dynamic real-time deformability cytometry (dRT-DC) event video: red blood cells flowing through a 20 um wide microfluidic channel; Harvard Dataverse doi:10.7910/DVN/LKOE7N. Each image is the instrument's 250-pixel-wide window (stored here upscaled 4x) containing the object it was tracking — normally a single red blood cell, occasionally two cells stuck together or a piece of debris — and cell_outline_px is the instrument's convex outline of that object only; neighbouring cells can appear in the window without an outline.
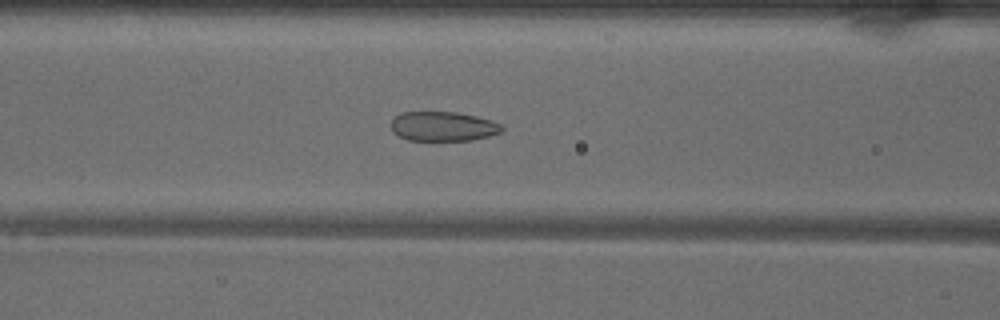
{"species": "common noctule bat (a hibernating species)", "species_latin": "Nyctalus noctula", "temperature_condition": "warm", "stored_images_in_passage": 49, "camera_frame_rate_fps": 3000, "um_per_image_px": 0.085, "animal": {"sex": "male", "body_mass_g": 18.8}, "frame": {"image": 1, "passage_image": 19, "time_ms": 6.0, "image_size_px": [1000, 320], "cell_outline_px": [[504, 128], [500, 132], [488, 136], [472, 140], [408, 140], [392, 132], [388, 124], [400, 112], [456, 112], [476, 116], [492, 120], [500, 124]], "centroid_in_image_um": [37.62, 10.73], "position_along_channel_um": 129.0, "area_um2": 19.13}}
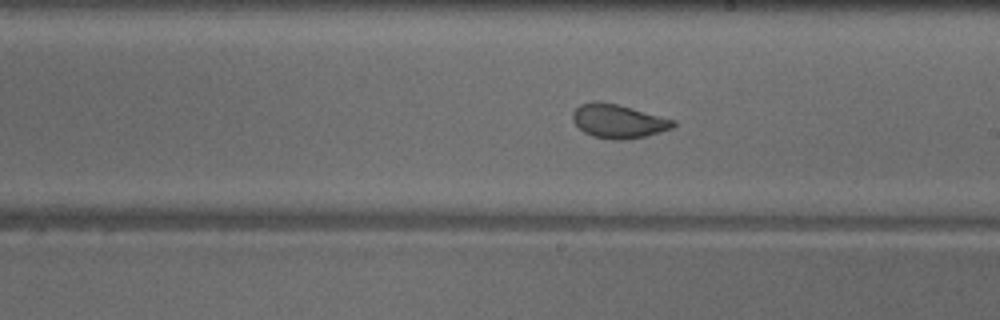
{"frame": {"image": 2, "passage_image": 27, "time_ms": 8.667, "image_size_px": [1000, 320], "cell_outline_px": [[676, 124], [672, 128], [660, 132], [644, 136], [624, 140], [612, 140], [592, 136], [584, 132], [572, 120], [572, 112], [580, 104], [592, 100], [596, 100], [616, 104], [632, 108], [676, 120]], "centroid_in_image_um": [52.53, 10.29], "position_along_channel_um": 236.5, "area_um2": 19.88}}
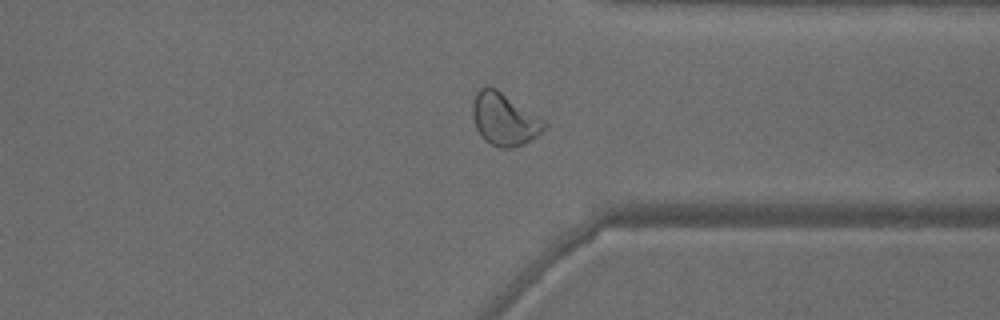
{"frame": {"image": 3, "passage_image": 37, "time_ms": 12.0, "image_size_px": [1000, 320], "cell_outline_px": [[548, 124], [536, 136], [524, 144], [512, 148], [500, 148], [484, 140], [480, 136], [476, 128], [472, 116], [472, 104], [476, 92], [480, 88], [488, 84], [496, 88], [544, 120]], "centroid_in_image_um": [42.82, 10.12], "position_along_channel_um": 368.6, "area_um2": 21.91}, "authors_computed_cell_mechanics": {"area_um2": 22.253, "velocity_mm_per_s": 4.0312, "shape_relaxation_time_tau1_ms": 7.1161, "shape_relaxation_time_tau2_ms": 0.8692, "deformation_change_tau1": 0.1389, "deformation_change_tau2": 0.0629}}